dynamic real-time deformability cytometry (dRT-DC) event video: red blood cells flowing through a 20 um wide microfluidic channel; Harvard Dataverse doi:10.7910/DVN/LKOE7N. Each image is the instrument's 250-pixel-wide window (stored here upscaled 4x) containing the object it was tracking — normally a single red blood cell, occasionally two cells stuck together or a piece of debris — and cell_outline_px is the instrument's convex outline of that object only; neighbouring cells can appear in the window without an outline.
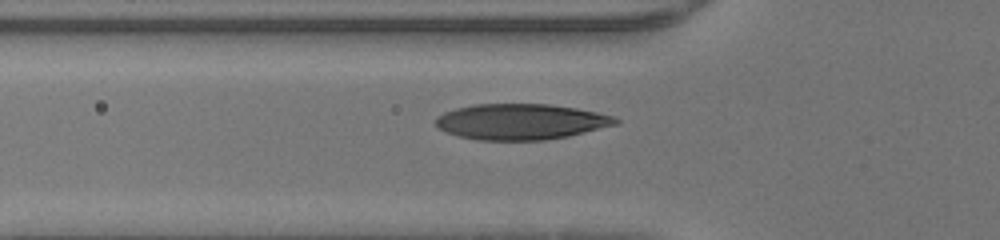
{"species": "human", "species_latin": "Homo sapiens", "temperature_condition": "warm", "stored_images_in_passage": 34, "camera_frame_rate_fps": 3000, "um_per_image_px": 0.085, "donor": {"sex": "male"}, "frame": {"image": 1, "passage_image": 7, "time_ms": 2.0, "image_size_px": [1000, 240], "cell_outline_px": [[620, 124], [568, 136], [544, 140], [480, 140], [460, 136], [448, 132], [440, 128], [436, 124], [436, 116], [444, 112], [456, 108], [472, 104], [548, 104], [576, 108], [616, 116], [620, 120]], "centroid_in_image_um": [44.32, 10.34], "position_along_channel_um": 81.5, "area_um2": 37.51}}
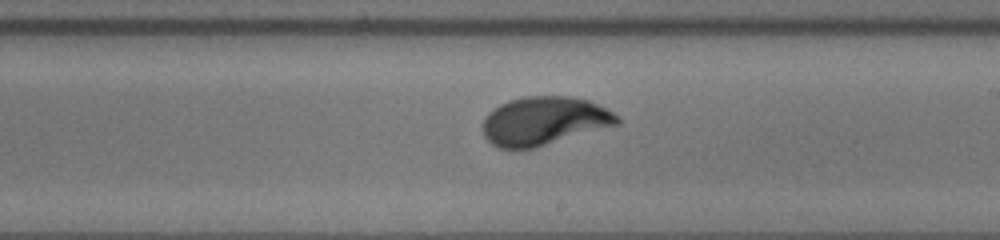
{"frame": {"image": 2, "passage_image": 18, "time_ms": 5.667, "image_size_px": [1000, 240], "cell_outline_px": [[620, 124], [532, 148], [500, 148], [492, 144], [484, 136], [480, 128], [484, 116], [492, 108], [508, 100], [524, 96], [572, 96], [588, 100], [612, 112], [620, 120]], "centroid_in_image_um": [46.18, 10.26], "position_along_channel_um": 242.8, "area_um2": 37.97}}
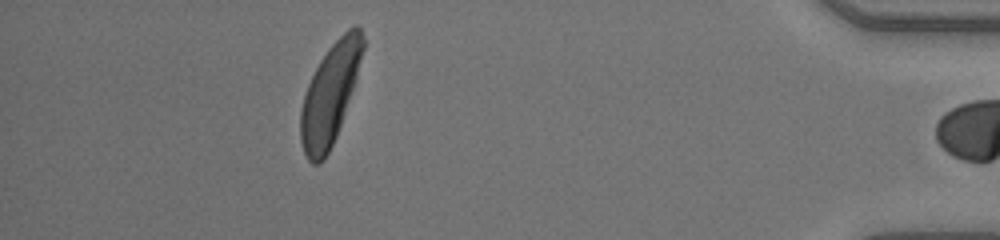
{"frame": {"image": 3, "passage_image": 33, "time_ms": 10.667, "image_size_px": [1000, 240], "cell_outline_px": [[364, 48], [356, 76], [336, 136], [324, 160], [320, 164], [312, 164], [308, 160], [304, 152], [300, 140], [300, 108], [304, 92], [320, 60], [328, 48], [348, 28], [356, 24], [360, 28], [364, 40]], "centroid_in_image_um": [28.01, 8.01], "position_along_channel_um": 407.2, "area_um2": 35.78}}